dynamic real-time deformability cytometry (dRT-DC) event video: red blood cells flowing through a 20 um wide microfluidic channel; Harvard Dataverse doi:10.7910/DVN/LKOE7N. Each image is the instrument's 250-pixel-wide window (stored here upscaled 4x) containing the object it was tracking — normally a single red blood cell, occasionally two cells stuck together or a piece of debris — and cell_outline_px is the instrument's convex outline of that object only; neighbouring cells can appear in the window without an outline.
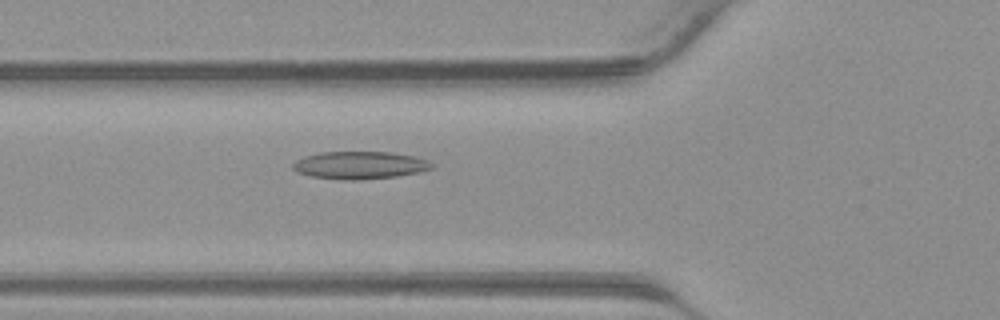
{"species": "common noctule bat (a hibernating species)", "species_latin": "Nyctalus noctula", "temperature_condition": "warm", "stored_images_in_passage": 41, "camera_frame_rate_fps": 3000, "um_per_image_px": 0.085, "animal": {"sex": "male", "body_mass_g": 23.1, "forearm_length_mm": 52.7}, "frame": {"image": 1, "passage_image": 15, "time_ms": 4.667, "image_size_px": [1000, 320], "cell_outline_px": [[436, 164], [432, 168], [420, 172], [396, 176], [360, 180], [344, 180], [312, 176], [296, 172], [292, 168], [292, 164], [296, 160], [304, 156], [320, 152], [392, 152], [416, 156], [428, 160]], "centroid_in_image_um": [30.61, 14.03], "position_along_channel_um": 95.2, "area_um2": 22.54}}
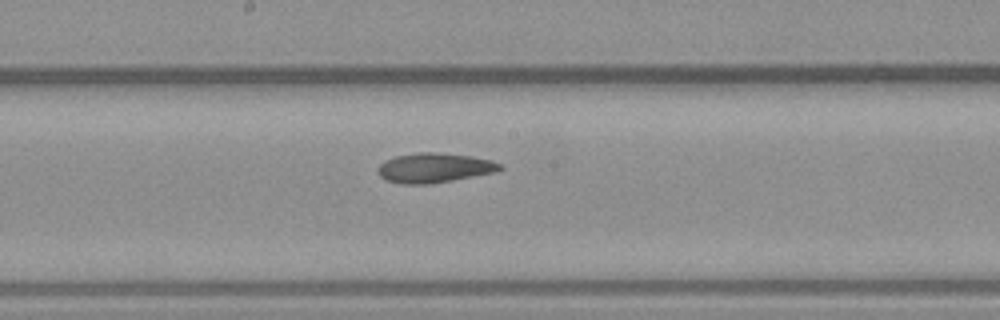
{"frame": {"image": 2, "passage_image": 22, "time_ms": 7.0, "image_size_px": [1000, 320], "cell_outline_px": [[504, 168], [496, 172], [452, 180], [428, 184], [400, 184], [384, 180], [380, 176], [380, 164], [384, 160], [396, 156], [420, 152], [436, 152], [472, 156], [492, 160], [504, 164]], "centroid_in_image_um": [36.96, 14.26], "position_along_channel_um": 211.2, "area_um2": 21.15}}
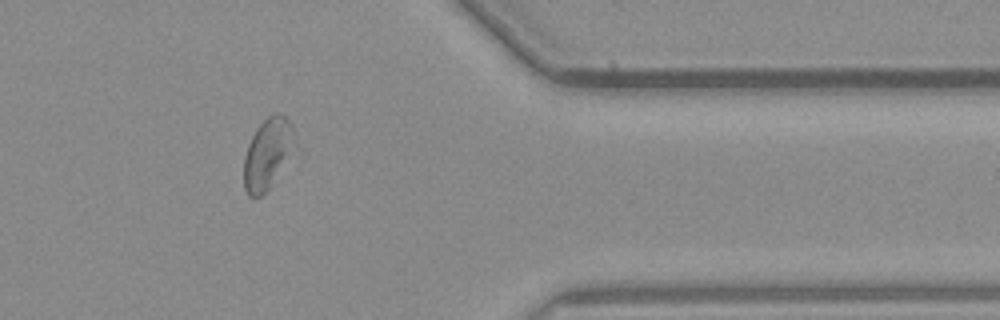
{"frame": {"image": 3, "passage_image": 34, "time_ms": 11.0, "image_size_px": [1000, 320], "cell_outline_px": [[300, 152], [268, 188], [260, 196], [248, 196], [244, 188], [244, 156], [248, 144], [256, 128], [272, 112], [280, 112], [292, 124]], "centroid_in_image_um": [22.86, 13.04], "position_along_channel_um": 388.5, "area_um2": 22.2}}